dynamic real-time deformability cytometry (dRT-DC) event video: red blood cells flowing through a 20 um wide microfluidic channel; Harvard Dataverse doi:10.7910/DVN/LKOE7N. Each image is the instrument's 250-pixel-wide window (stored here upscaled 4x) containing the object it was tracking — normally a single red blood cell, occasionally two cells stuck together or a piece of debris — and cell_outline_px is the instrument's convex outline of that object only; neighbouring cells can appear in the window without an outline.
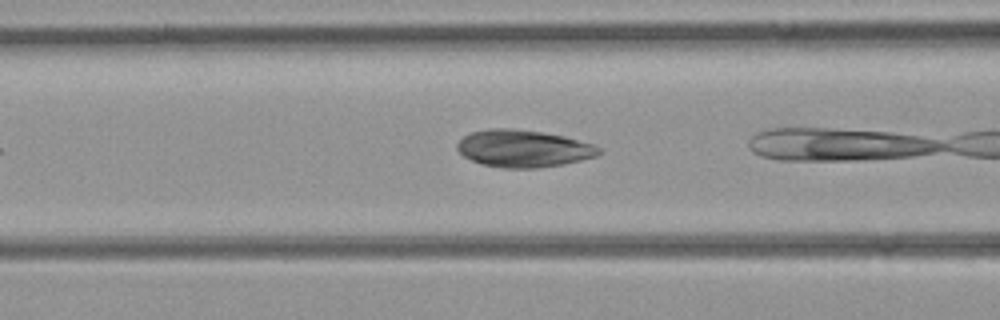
{"species": "common noctule bat (a hibernating species)", "species_latin": "Nyctalus noctula", "temperature_condition": "room temperature", "stored_images_in_passage": 11, "camera_frame_rate_fps": 3000, "um_per_image_px": 0.085, "animal": {"sex": "female", "body_mass_g": 21.9}, "frame": {"image": 1, "passage_image": 7, "time_ms": 2.0, "image_size_px": [1000, 320], "cell_outline_px": [[604, 152], [596, 156], [564, 164], [536, 168], [504, 168], [484, 164], [472, 160], [464, 156], [456, 148], [456, 144], [464, 136], [472, 132], [488, 128], [512, 128], [540, 132], [564, 136], [596, 144]], "centroid_in_image_um": [44.52, 12.62], "position_along_channel_um": 122.1, "area_um2": 30.75}}